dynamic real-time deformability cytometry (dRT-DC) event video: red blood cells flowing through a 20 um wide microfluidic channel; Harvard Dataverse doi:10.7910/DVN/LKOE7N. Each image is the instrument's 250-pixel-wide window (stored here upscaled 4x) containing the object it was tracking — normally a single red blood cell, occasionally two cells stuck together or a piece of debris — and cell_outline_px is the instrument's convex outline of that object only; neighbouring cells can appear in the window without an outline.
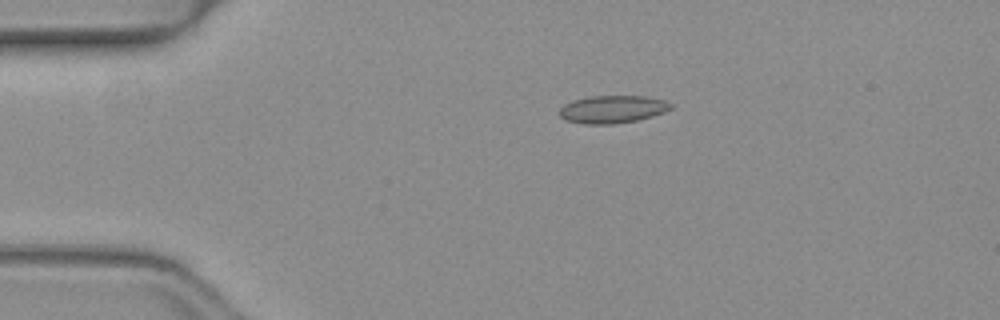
{"species": "common noctule bat (a hibernating species)", "species_latin": "Nyctalus noctula", "temperature_condition": "warm", "stored_images_in_passage": 41, "camera_frame_rate_fps": 3000, "um_per_image_px": 0.085, "animal": {"sex": "female", "body_mass_g": 19.3, "forearm_length_mm": 54.1}, "frame": {"image": 1, "passage_image": 1, "time_ms": 0.0, "image_size_px": [1000, 320], "cell_outline_px": [[672, 108], [664, 112], [652, 116], [636, 120], [612, 124], [584, 124], [568, 120], [560, 116], [560, 108], [564, 104], [588, 96], [644, 96], [664, 100], [672, 104]], "centroid_in_image_um": [52.08, 9.28], "position_along_channel_um": 32.9, "area_um2": 17.74}}
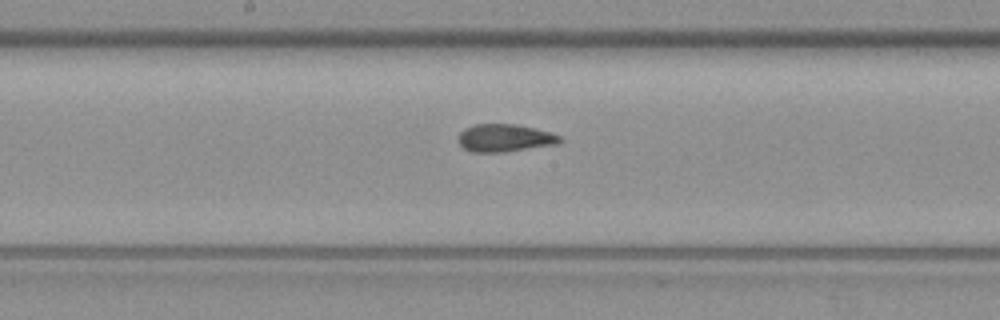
{"frame": {"image": 2, "passage_image": 17, "time_ms": 5.333, "image_size_px": [1000, 320], "cell_outline_px": [[564, 140], [556, 144], [504, 152], [472, 152], [464, 148], [460, 144], [460, 132], [464, 128], [472, 124], [516, 124], [552, 132], [560, 136]], "centroid_in_image_um": [42.92, 11.72], "position_along_channel_um": 205.3, "area_um2": 16.36}}
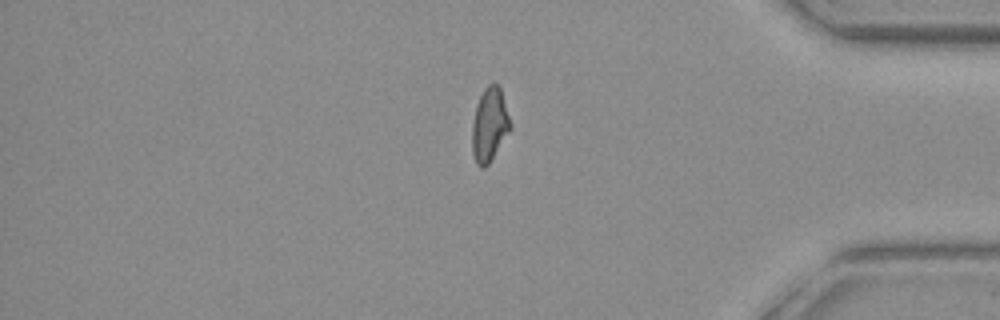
{"frame": {"image": 3, "passage_image": 33, "time_ms": 10.667, "image_size_px": [1000, 320], "cell_outline_px": [[512, 128], [488, 164], [484, 168], [480, 168], [476, 164], [472, 152], [472, 124], [476, 104], [484, 88], [488, 84], [496, 84], [500, 88], [512, 124]], "centroid_in_image_um": [41.61, 10.62], "position_along_channel_um": 393.6, "area_um2": 16.47}, "authors_computed_cell_mechanics": {"area_um2": 16.5308, "velocity_mm_per_s": 4.0559, "shape_relaxation_time_tau1_ms": null, "shape_relaxation_time_tau2_ms": 1.4624, "deformation_change_tau1": null, "deformation_change_tau2": 0.0769}}